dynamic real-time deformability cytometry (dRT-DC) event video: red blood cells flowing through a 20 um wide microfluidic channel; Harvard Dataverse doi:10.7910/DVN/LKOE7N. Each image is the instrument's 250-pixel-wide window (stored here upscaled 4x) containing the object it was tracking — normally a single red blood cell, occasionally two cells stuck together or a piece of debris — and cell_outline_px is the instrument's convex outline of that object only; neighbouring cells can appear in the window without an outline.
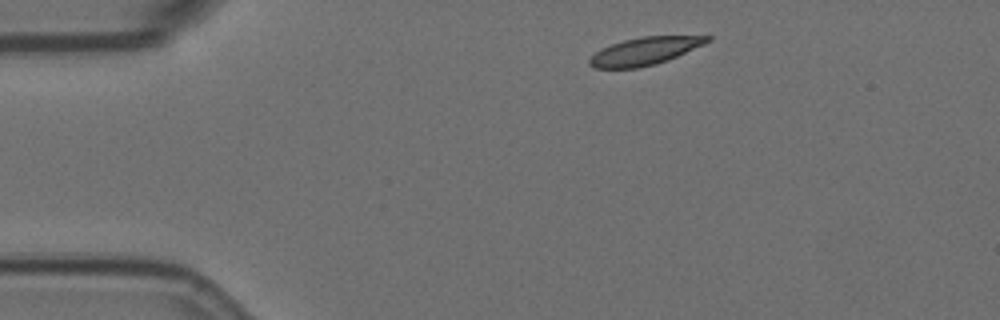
{"species": "Egyptian fruit bat (a non-hibernating species)", "species_latin": "Rousettus aegyptiacus", "temperature_condition": "room temperature", "stored_images_in_passage": 4, "camera_frame_rate_fps": 3000, "um_per_image_px": 0.085, "animal": {"sex": "female"}, "frame": {"image": 1, "passage_image": 1, "time_ms": 0.0, "image_size_px": [1000, 320], "cell_outline_px": [[712, 40], [704, 44], [668, 60], [656, 64], [636, 68], [592, 68], [588, 64], [588, 60], [596, 52], [612, 44], [624, 40], [640, 36], [712, 36]], "centroid_in_image_um": [54.81, 4.35], "position_along_channel_um": 30.2, "area_um2": 18.84}}
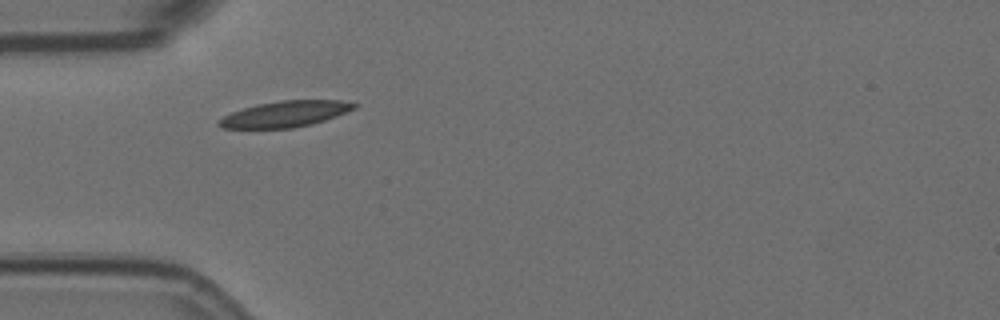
{"frame": {"image": 2, "passage_image": 3, "time_ms": 0.667, "image_size_px": [1000, 320], "cell_outline_px": [[360, 104], [356, 108], [336, 116], [312, 124], [292, 128], [224, 128], [216, 124], [216, 120], [232, 112], [256, 104], [280, 100], [340, 100]], "centroid_in_image_um": [24.24, 9.68], "position_along_channel_um": 60.8, "area_um2": 20.52}}
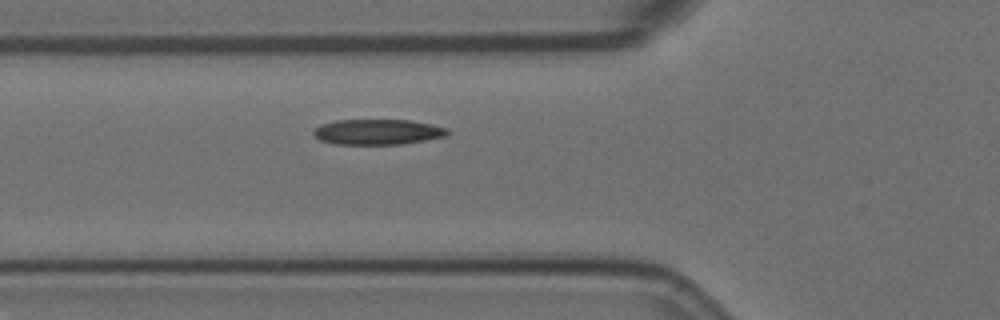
{"frame": {"image": 3, "passage_image": 4, "time_ms": 1.0, "image_size_px": [1000, 320], "cell_outline_px": [[452, 132], [448, 136], [400, 144], [332, 144], [320, 140], [312, 132], [320, 124], [336, 120], [408, 120], [432, 124], [448, 128]], "centroid_in_image_um": [32.13, 11.21], "position_along_channel_um": 93.7, "area_um2": 19.94}}